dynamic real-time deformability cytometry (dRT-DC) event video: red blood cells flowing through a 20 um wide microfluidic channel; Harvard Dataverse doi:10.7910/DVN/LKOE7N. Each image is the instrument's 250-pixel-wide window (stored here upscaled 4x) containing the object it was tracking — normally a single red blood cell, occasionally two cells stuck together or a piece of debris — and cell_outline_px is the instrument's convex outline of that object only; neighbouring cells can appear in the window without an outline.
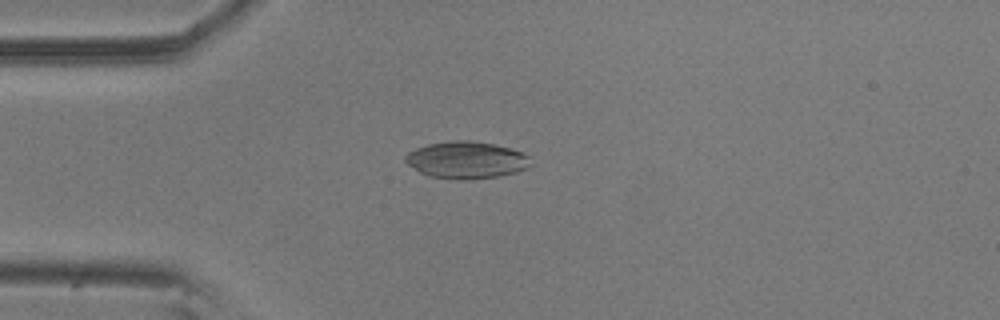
{"species": "common noctule bat (a hibernating species)", "species_latin": "Nyctalus noctula", "temperature_condition": "room temperature", "stored_images_in_passage": 56, "camera_frame_rate_fps": 3000, "um_per_image_px": 0.085, "animal": {"sex": "male", "body_mass_g": 20.5, "forearm_length_mm": 52.5}, "frame": {"image": 1, "passage_image": 14, "time_ms": 4.333, "image_size_px": [1000, 320], "cell_outline_px": [[532, 164], [528, 168], [516, 172], [500, 176], [428, 176], [420, 172], [408, 164], [404, 160], [404, 156], [408, 152], [416, 148], [428, 144], [452, 140], [468, 140], [496, 144], [512, 148], [532, 156]], "centroid_in_image_um": [39.7, 13.53], "position_along_channel_um": 45.3, "area_um2": 26.36}}
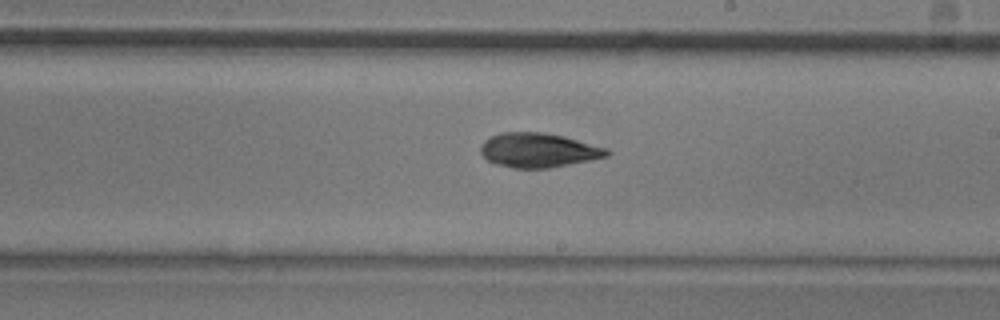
{"frame": {"image": 2, "passage_image": 32, "time_ms": 10.333, "image_size_px": [1000, 320], "cell_outline_px": [[612, 152], [608, 156], [548, 168], [512, 168], [496, 164], [488, 160], [480, 152], [480, 144], [484, 140], [500, 132], [544, 132], [564, 136], [608, 148]], "centroid_in_image_um": [45.75, 12.76], "position_along_channel_um": 243.2, "area_um2": 25.32}}
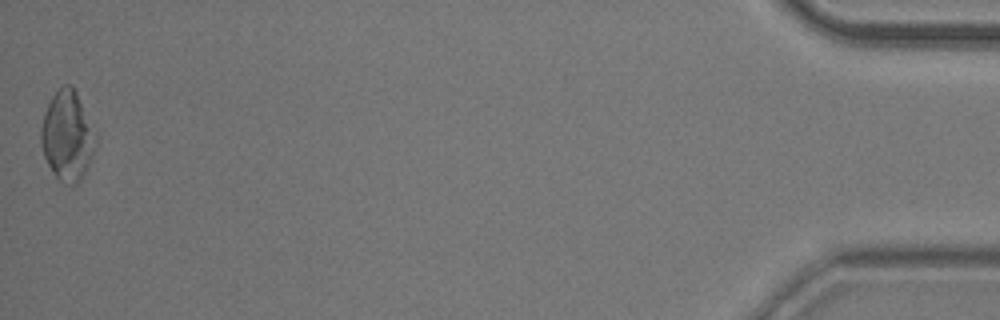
{"frame": {"image": 3, "passage_image": 56, "time_ms": 18.333, "image_size_px": [1000, 320], "cell_outline_px": [[96, 144], [88, 164], [80, 180], [76, 184], [64, 184], [52, 172], [44, 156], [40, 144], [40, 128], [44, 112], [52, 96], [64, 84], [72, 84], [96, 132]], "centroid_in_image_um": [5.7, 11.54], "position_along_channel_um": 429.5, "area_um2": 28.44}, "authors_computed_cell_mechanics": {"area_um2": 25.4898, "velocity_mm_per_s": 3.5466, "shape_relaxation_time_tau1_ms": 7.9574, "shape_relaxation_time_tau2_ms": 5.1571, "deformation_change_tau1": 0.1675, "deformation_change_tau2": 0.0933}}